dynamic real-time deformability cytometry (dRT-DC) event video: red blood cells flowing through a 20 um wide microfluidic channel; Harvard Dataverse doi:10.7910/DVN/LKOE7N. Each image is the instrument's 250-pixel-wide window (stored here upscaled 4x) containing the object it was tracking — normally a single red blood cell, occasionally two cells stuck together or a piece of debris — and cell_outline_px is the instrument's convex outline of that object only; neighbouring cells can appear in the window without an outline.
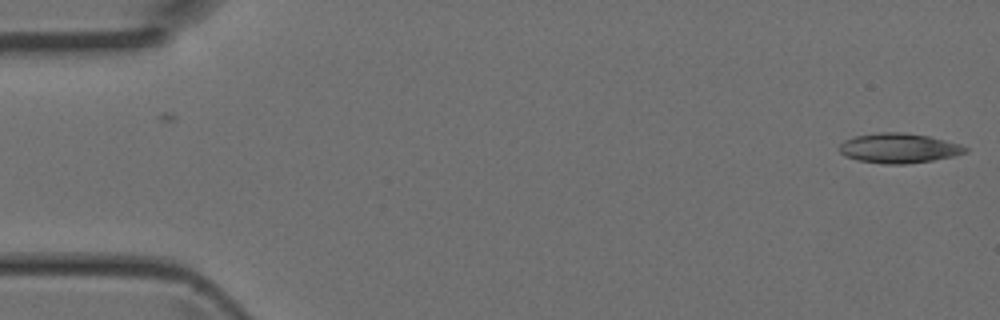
{"species": "Egyptian fruit bat (a non-hibernating species)", "species_latin": "Rousettus aegyptiacus", "temperature_condition": "room temperature", "stored_images_in_passage": 2, "camera_frame_rate_fps": 3000, "um_per_image_px": 0.085, "animal": {"sex": "female"}, "frame": {"image": 1, "passage_image": 2, "time_ms": 0.333, "image_size_px": [1000, 320], "cell_outline_px": [[968, 152], [956, 156], [932, 160], [904, 164], [884, 164], [856, 160], [844, 156], [836, 148], [844, 140], [856, 136], [880, 132], [904, 132], [928, 136], [960, 144], [968, 148]], "centroid_in_image_um": [76.38, 12.6], "position_along_channel_um": 8.6, "area_um2": 22.02}}